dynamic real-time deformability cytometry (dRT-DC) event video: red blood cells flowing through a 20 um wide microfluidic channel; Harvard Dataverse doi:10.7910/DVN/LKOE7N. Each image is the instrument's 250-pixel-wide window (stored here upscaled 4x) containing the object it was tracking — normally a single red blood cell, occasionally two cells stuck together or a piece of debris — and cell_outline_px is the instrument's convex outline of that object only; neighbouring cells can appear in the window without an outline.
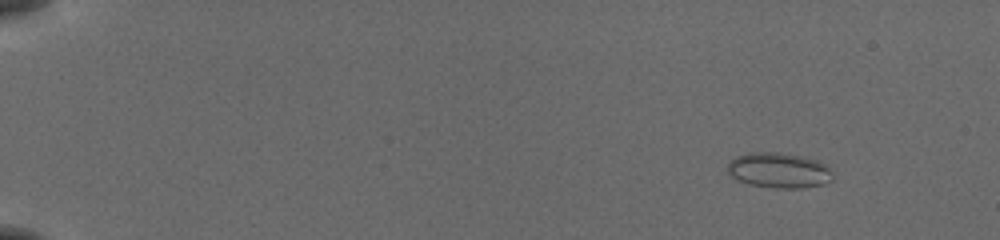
{"species": "common noctule bat (a hibernating species)", "species_latin": "Nyctalus noctula", "temperature_condition": "cold", "stored_images_in_passage": 54, "camera_frame_rate_fps": 3000, "um_per_image_px": 0.085, "animal": {"sex": "female", "body_mass_g": 19.5, "forearm_length_mm": 54.1}, "frame": {"image": 1, "passage_image": 6, "time_ms": 1.667, "image_size_px": [1000, 240], "cell_outline_px": [[832, 180], [820, 184], [800, 188], [776, 188], [752, 184], [736, 180], [728, 172], [728, 164], [736, 156], [748, 152], [776, 152], [816, 160], [824, 164], [832, 172]], "centroid_in_image_um": [66.17, 14.48], "position_along_channel_um": 18.8, "area_um2": 21.21}}
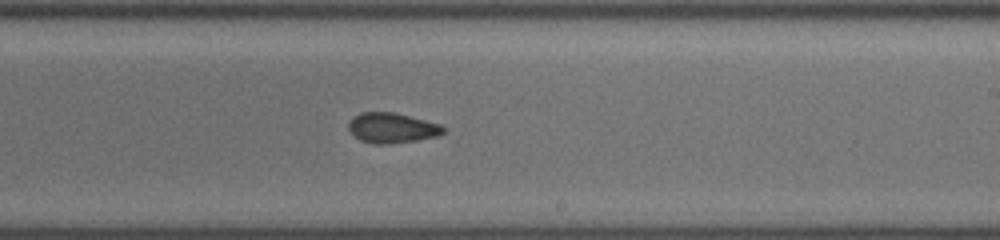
{"frame": {"image": 2, "passage_image": 35, "time_ms": 11.333, "image_size_px": [1000, 240], "cell_outline_px": [[448, 128], [444, 132], [436, 136], [416, 140], [392, 144], [372, 144], [360, 140], [348, 128], [348, 124], [352, 116], [360, 112], [396, 112], [440, 124]], "centroid_in_image_um": [33.32, 10.86], "position_along_channel_um": 255.7, "area_um2": 16.82}}
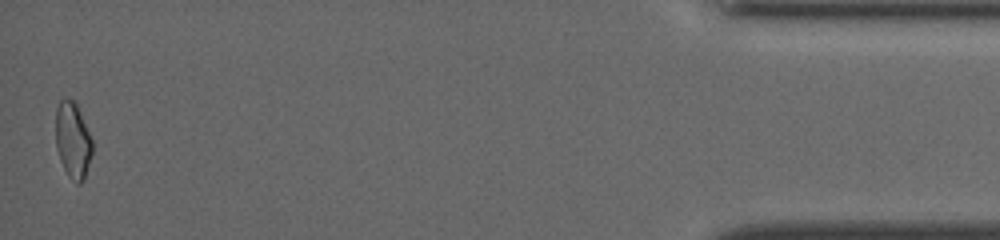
{"frame": {"image": 3, "passage_image": 54, "time_ms": 17.667, "image_size_px": [1000, 240], "cell_outline_px": [[92, 152], [84, 180], [80, 184], [76, 184], [68, 176], [60, 160], [56, 148], [56, 108], [60, 100], [64, 96], [72, 100], [76, 104], [80, 112], [92, 140]], "centroid_in_image_um": [6.18, 11.93], "position_along_channel_um": 429.0, "area_um2": 16.24}, "authors_computed_cell_mechanics": {"area_um2": 17.629, "velocity_mm_per_s": 3.9136, "shape_relaxation_time_tau1_ms": 9.9958, "shape_relaxation_time_tau2_ms": 2.3094, "deformation_change_tau1": 0.1323, "deformation_change_tau2": 0.0736}}